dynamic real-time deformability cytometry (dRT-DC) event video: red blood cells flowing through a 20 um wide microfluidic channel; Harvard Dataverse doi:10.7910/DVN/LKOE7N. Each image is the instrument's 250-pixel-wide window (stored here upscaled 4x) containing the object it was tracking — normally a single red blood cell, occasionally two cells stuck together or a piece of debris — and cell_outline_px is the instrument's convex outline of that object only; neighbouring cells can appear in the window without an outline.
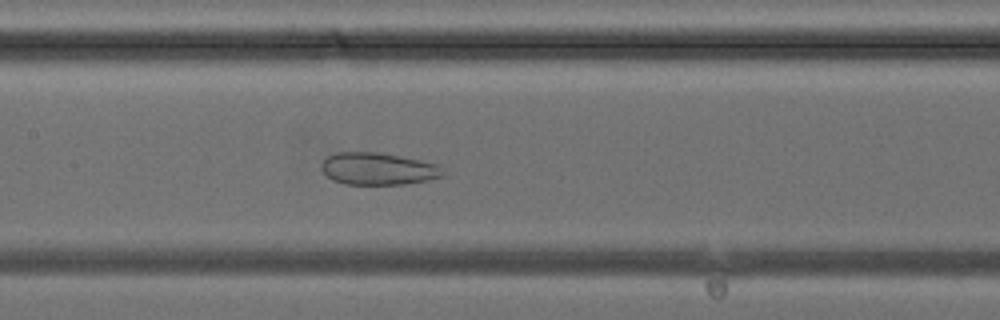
{"species": "common noctule bat (a hibernating species)", "species_latin": "Nyctalus noctula", "temperature_condition": "cold", "stored_images_in_passage": 30, "camera_frame_rate_fps": 3000, "um_per_image_px": 0.085, "animal": {"sex": "female", "body_mass_g": 24.6, "forearm_length_mm": 56.2}, "frame": {"image": 1, "passage_image": 9, "time_ms": 2.667, "image_size_px": [1000, 320], "cell_outline_px": [[444, 176], [428, 180], [404, 184], [344, 184], [332, 180], [320, 168], [320, 164], [328, 156], [336, 152], [380, 152], [420, 160], [436, 164], [444, 172]], "centroid_in_image_um": [32.11, 14.34], "position_along_channel_um": 175.3, "area_um2": 22.77}}
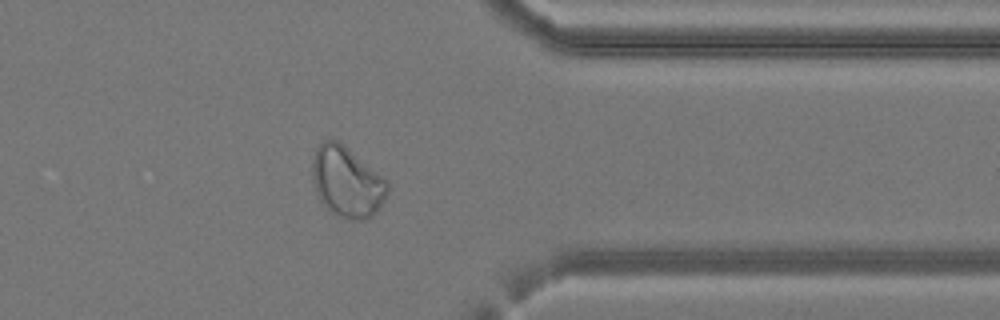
{"frame": {"image": 2, "passage_image": 22, "time_ms": 7.0, "image_size_px": [1000, 320], "cell_outline_px": [[388, 192], [384, 200], [376, 212], [372, 216], [364, 220], [348, 220], [324, 208], [316, 192], [312, 176], [312, 160], [316, 148], [324, 140], [336, 140], [344, 144], [388, 180]], "centroid_in_image_um": [29.49, 15.47], "position_along_channel_um": 381.9, "area_um2": 31.15}}